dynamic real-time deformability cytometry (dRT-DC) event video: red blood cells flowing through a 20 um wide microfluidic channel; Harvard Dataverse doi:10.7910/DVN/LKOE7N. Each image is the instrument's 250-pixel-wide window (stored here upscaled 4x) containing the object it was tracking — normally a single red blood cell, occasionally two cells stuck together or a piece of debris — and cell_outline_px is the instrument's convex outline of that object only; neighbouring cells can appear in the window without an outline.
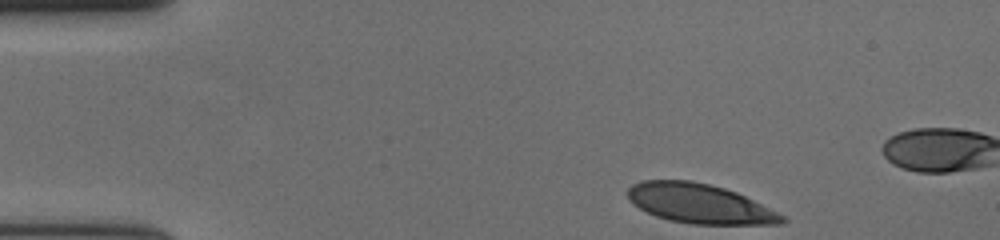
{"species": "human", "species_latin": "Homo sapiens", "temperature_condition": "cold", "stored_images_in_passage": 41, "camera_frame_rate_fps": 3000, "um_per_image_px": 0.085, "donor": {"sex": "female"}, "frame": {"image": 1, "passage_image": 1, "time_ms": 0.0, "image_size_px": [1000, 240], "cell_outline_px": [[788, 220], [784, 224], [692, 224], [672, 220], [656, 216], [632, 204], [628, 200], [628, 188], [632, 184], [640, 180], [692, 180], [724, 188], [736, 192], [788, 216]], "centroid_in_image_um": [59.5, 17.31], "position_along_channel_um": 25.5, "area_um2": 35.66}}
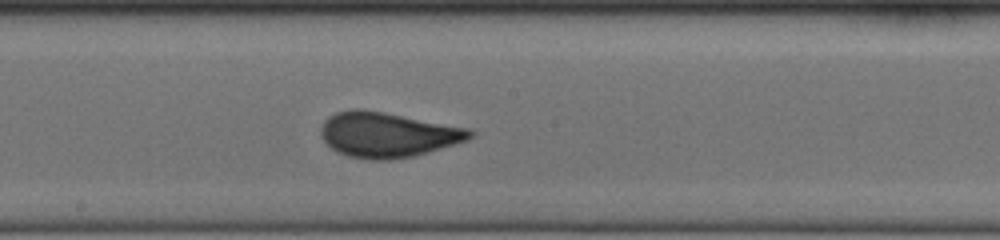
{"frame": {"image": 2, "passage_image": 23, "time_ms": 7.333, "image_size_px": [1000, 240], "cell_outline_px": [[476, 132], [468, 140], [416, 156], [392, 160], [372, 160], [348, 156], [336, 152], [320, 136], [320, 128], [324, 120], [328, 116], [336, 112], [352, 108], [360, 108], [384, 112], [472, 128]], "centroid_in_image_um": [32.96, 11.44], "position_along_channel_um": 215.2, "area_um2": 39.71}}
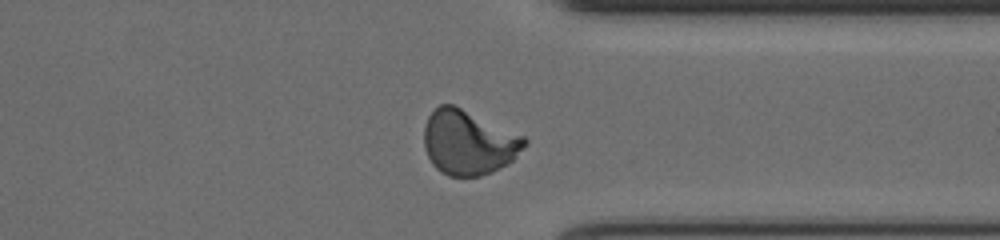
{"frame": {"image": 3, "passage_image": 36, "time_ms": 11.667, "image_size_px": [1000, 240], "cell_outline_px": [[528, 144], [508, 164], [492, 172], [480, 176], [448, 176], [440, 172], [432, 164], [424, 148], [424, 124], [428, 116], [440, 104], [452, 104], [524, 136], [528, 140]], "centroid_in_image_um": [39.81, 12.12], "position_along_channel_um": 371.6, "area_um2": 37.8}, "authors_computed_cell_mechanics": {"area_um2": 37.5122, "velocity_mm_per_s": 3.6509, "shape_relaxation_time_tau1_ms": 8.2497, "shape_relaxation_time_tau2_ms": null, "deformation_change_tau1": 0.2259, "deformation_change_tau2": null}}